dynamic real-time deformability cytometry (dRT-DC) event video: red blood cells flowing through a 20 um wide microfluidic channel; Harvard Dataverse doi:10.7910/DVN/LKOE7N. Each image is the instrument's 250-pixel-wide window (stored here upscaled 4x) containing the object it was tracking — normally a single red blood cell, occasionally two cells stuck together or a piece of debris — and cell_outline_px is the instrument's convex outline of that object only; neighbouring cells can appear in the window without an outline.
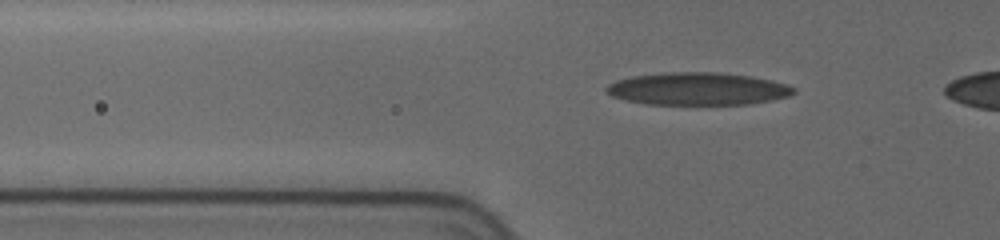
{"species": "human", "species_latin": "Homo sapiens", "temperature_condition": "cold", "stored_images_in_passage": 34, "camera_frame_rate_fps": 3000, "um_per_image_px": 0.085, "donor": {"sex": "female"}, "frame": {"image": 1, "passage_image": 7, "time_ms": 2.0, "image_size_px": [1000, 240], "cell_outline_px": [[796, 92], [788, 96], [748, 104], [648, 104], [628, 100], [612, 96], [604, 88], [608, 84], [616, 80], [632, 76], [668, 72], [720, 72], [752, 76], [772, 80], [788, 84], [796, 88]], "centroid_in_image_um": [59.33, 7.53], "position_along_channel_um": 66.5, "area_um2": 35.49}}
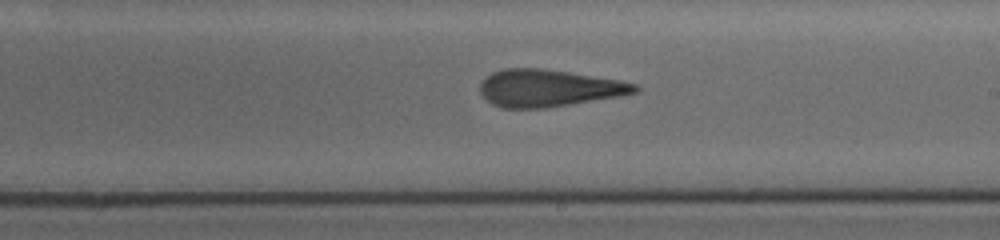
{"frame": {"image": 2, "passage_image": 22, "time_ms": 7.0, "image_size_px": [1000, 240], "cell_outline_px": [[640, 88], [636, 92], [620, 96], [544, 108], [504, 108], [492, 104], [480, 92], [480, 80], [492, 72], [504, 68], [540, 68], [568, 72], [620, 80], [636, 84]], "centroid_in_image_um": [46.6, 7.48], "position_along_channel_um": 242.4, "area_um2": 33.35}}
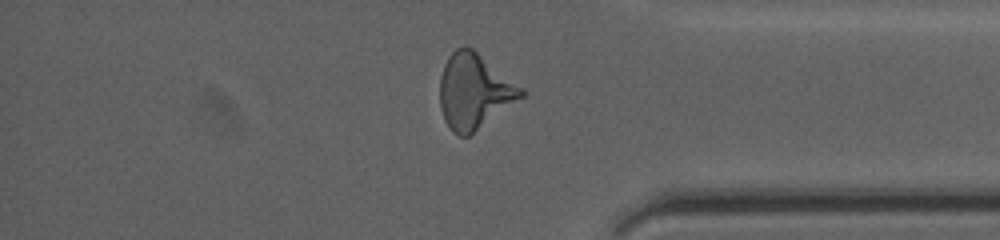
{"frame": {"image": 3, "passage_image": 31, "time_ms": 11.333, "image_size_px": [1000, 240], "cell_outline_px": [[524, 96], [468, 136], [460, 136], [452, 132], [444, 120], [440, 108], [440, 76], [444, 64], [448, 56], [456, 48], [464, 44], [472, 48], [524, 88]], "centroid_in_image_um": [40.29, 7.74], "position_along_channel_um": 394.9, "area_um2": 35.49}}